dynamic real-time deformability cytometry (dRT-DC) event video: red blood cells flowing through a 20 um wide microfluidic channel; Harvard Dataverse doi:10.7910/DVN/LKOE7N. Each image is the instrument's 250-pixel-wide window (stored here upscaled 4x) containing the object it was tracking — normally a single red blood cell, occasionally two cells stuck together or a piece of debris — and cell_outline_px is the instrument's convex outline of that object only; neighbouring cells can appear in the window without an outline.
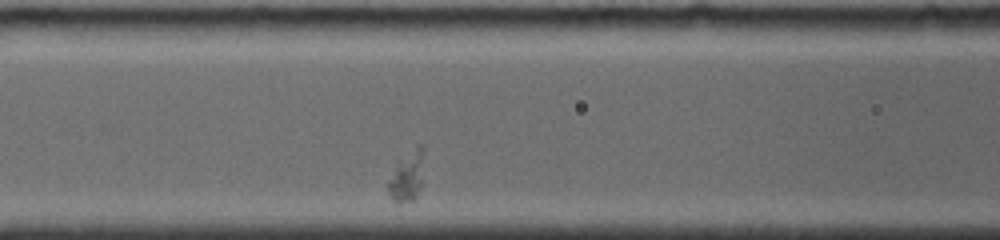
{"species": "common noctule bat (a hibernating species)", "species_latin": "Nyctalus noctula", "temperature_condition": "room temperature", "stored_images_in_passage": 21, "camera_frame_rate_fps": 4000, "um_per_image_px": 0.085, "animal": {"sex": "female", "body_mass_g": 19.0, "forearm_length_mm": 56.7}, "frame": {"image": 1, "passage_image": 4, "time_ms": 1.75, "image_size_px": [1000, 240], "cell_outline_px": [[424, 152], [420, 188], [416, 196], [412, 200], [400, 204], [392, 200], [388, 192], [388, 180], [396, 160], [420, 144], [424, 148]], "centroid_in_image_um": [34.56, 14.97], "position_along_channel_um": 132.0, "area_um2": 10.64}}
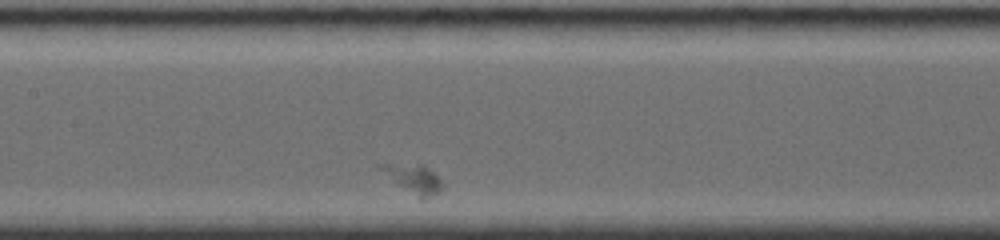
{"frame": {"image": 2, "passage_image": 6, "time_ms": 3.0, "image_size_px": [1000, 240], "cell_outline_px": [[444, 188], [432, 196], [424, 200], [420, 200], [396, 184], [380, 168], [380, 164], [424, 164], [444, 184]], "centroid_in_image_um": [35.21, 15.24], "position_along_channel_um": 172.2, "area_um2": 10.23}}